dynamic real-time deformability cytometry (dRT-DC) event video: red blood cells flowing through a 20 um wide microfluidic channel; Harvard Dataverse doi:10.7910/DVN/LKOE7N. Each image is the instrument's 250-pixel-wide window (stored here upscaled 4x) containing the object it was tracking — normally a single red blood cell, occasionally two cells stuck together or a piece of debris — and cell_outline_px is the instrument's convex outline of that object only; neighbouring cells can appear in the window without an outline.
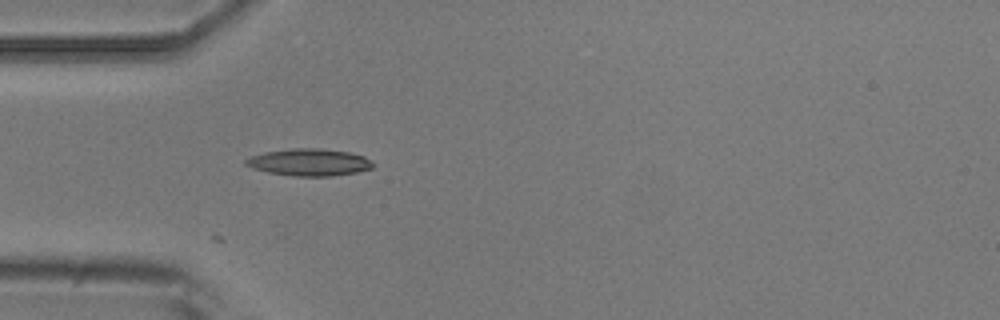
{"species": "common noctule bat (a hibernating species)", "species_latin": "Nyctalus noctula", "temperature_condition": "room temperature", "stored_images_in_passage": 3, "camera_frame_rate_fps": 3000, "um_per_image_px": 0.085, "animal": {"sex": "male", "body_mass_g": 20.5, "forearm_length_mm": 52.5}, "frame": {"image": 1, "passage_image": 3, "time_ms": 2.667, "image_size_px": [1000, 320], "cell_outline_px": [[376, 164], [372, 168], [356, 172], [332, 176], [292, 176], [268, 172], [252, 168], [244, 164], [244, 160], [252, 156], [264, 152], [292, 148], [320, 148], [348, 152], [364, 156], [372, 160]], "centroid_in_image_um": [26.3, 13.79], "position_along_channel_um": 58.7, "area_um2": 20.17}}